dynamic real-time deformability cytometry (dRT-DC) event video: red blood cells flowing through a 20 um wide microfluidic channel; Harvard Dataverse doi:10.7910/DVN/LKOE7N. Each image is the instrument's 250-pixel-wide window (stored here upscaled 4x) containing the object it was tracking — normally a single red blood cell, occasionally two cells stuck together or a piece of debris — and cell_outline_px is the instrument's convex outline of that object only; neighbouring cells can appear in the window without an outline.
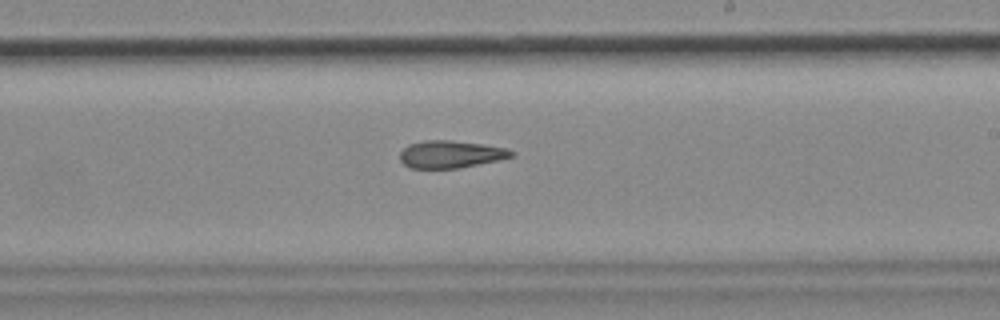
{"species": "common noctule bat (a hibernating species)", "species_latin": "Nyctalus noctula", "temperature_condition": "cold", "stored_images_in_passage": 52, "camera_frame_rate_fps": 3000, "um_per_image_px": 0.085, "animal": {"sex": "female", "body_mass_g": 18.4}, "frame": {"image": 1, "passage_image": 30, "time_ms": 9.667, "image_size_px": [1000, 320], "cell_outline_px": [[516, 156], [500, 160], [460, 168], [408, 168], [400, 160], [400, 152], [408, 144], [424, 140], [452, 140], [508, 148], [516, 152]], "centroid_in_image_um": [38.34, 13.11], "position_along_channel_um": 250.7, "area_um2": 18.03}, "authors_computed_cell_mechanics": {"area_um2": 18.8717, "velocity_mm_per_s": 3.7117, "shape_relaxation_time_tau1_ms": null, "shape_relaxation_time_tau2_ms": 7.6919, "deformation_change_tau1": null, "deformation_change_tau2": 0.202}}